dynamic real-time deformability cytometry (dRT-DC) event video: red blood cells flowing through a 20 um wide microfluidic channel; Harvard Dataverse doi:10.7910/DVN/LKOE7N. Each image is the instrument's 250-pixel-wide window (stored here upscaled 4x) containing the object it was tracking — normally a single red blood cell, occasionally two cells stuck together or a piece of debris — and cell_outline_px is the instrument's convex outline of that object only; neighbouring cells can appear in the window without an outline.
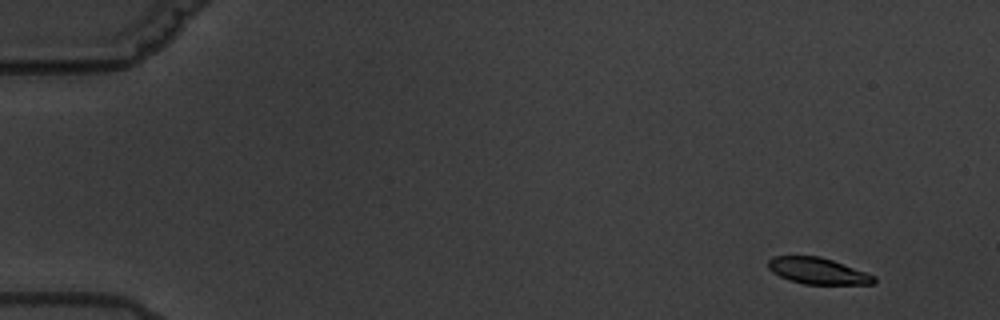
{"species": "common noctule bat (a hibernating species)", "species_latin": "Nyctalus noctula", "temperature_condition": "warm", "stored_images_in_passage": 5, "camera_frame_rate_fps": 3000, "um_per_image_px": 0.085, "animal": {"sex": "male", "body_mass_g": 19.5, "forearm_length_mm": 54.6}, "frame": {"image": 1, "passage_image": 1, "time_ms": 0.0, "image_size_px": [1000, 320], "cell_outline_px": [[876, 284], [804, 284], [788, 280], [772, 272], [768, 268], [768, 260], [776, 256], [820, 256], [832, 260], [876, 276]], "centroid_in_image_um": [69.51, 23.03], "position_along_channel_um": 15.5, "area_um2": 16.18}}
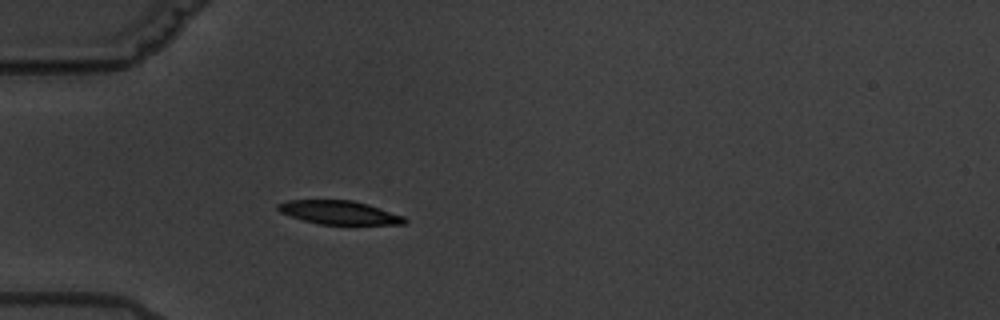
{"frame": {"image": 2, "passage_image": 5, "time_ms": 4.667, "image_size_px": [1000, 320], "cell_outline_px": [[408, 220], [404, 224], [320, 224], [304, 220], [280, 212], [276, 208], [276, 204], [288, 200], [352, 200], [368, 204], [404, 216]], "centroid_in_image_um": [28.83, 18.05], "position_along_channel_um": 56.2, "area_um2": 17.28}}